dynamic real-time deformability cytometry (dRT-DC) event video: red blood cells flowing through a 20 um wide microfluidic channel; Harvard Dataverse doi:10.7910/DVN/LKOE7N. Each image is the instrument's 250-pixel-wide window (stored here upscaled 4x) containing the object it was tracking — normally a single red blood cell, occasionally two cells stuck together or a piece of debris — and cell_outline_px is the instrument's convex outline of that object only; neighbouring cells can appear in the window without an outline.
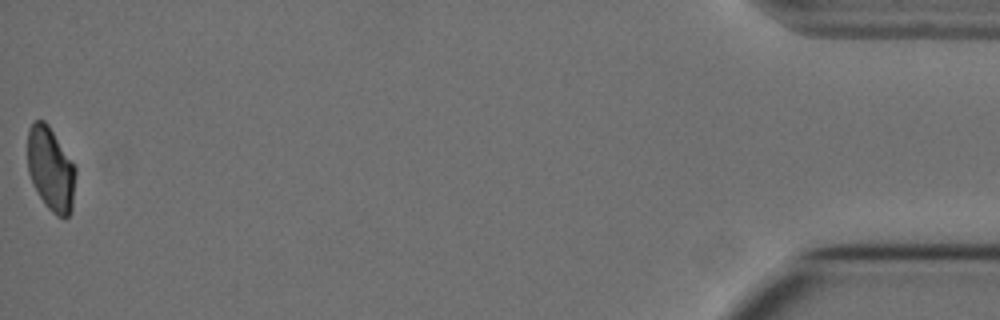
{"species": "Egyptian fruit bat (a non-hibernating species)", "species_latin": "Rousettus aegyptiacus", "temperature_condition": "cold", "stored_images_in_passage": 56, "camera_frame_rate_fps": 3000, "um_per_image_px": 0.085, "animal": {"sex": "female"}, "frame": {"image": 1, "passage_image": 56, "time_ms": 18.333, "image_size_px": [1000, 320], "cell_outline_px": [[76, 172], [72, 208], [68, 216], [64, 220], [56, 216], [44, 204], [28, 172], [28, 128], [36, 120], [44, 120], [48, 124], [76, 168]], "centroid_in_image_um": [4.32, 14.4], "position_along_channel_um": 430.9, "area_um2": 23.29}}